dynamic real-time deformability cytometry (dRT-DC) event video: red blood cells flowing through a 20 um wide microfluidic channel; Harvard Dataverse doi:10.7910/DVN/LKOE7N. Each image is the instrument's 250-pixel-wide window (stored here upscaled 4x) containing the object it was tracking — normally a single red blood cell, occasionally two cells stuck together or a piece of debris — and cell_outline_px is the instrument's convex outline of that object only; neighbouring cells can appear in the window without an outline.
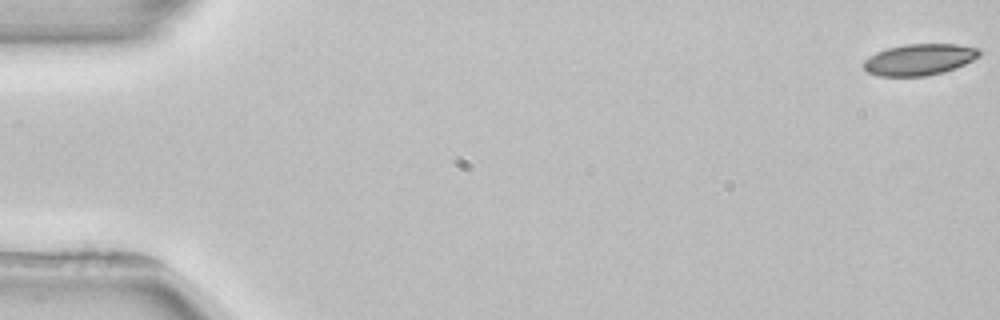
{"species": "common noctule bat (a hibernating species)", "species_latin": "Nyctalus noctula", "temperature_condition": "room temperature", "stored_images_in_passage": 5, "camera_frame_rate_fps": 3000, "um_per_image_px": 0.085, "animal": {"sex": "female", "body_mass_g": 22.7, "forearm_length_mm": 54.2}, "frame": {"image": 1, "passage_image": 1, "time_ms": 0.0, "image_size_px": [1000, 320], "cell_outline_px": [[980, 56], [956, 68], [944, 72], [924, 76], [880, 76], [868, 72], [864, 68], [864, 60], [868, 56], [876, 52], [888, 48], [904, 44], [960, 44], [980, 48]], "centroid_in_image_um": [78.16, 5.05], "position_along_channel_um": 6.8, "area_um2": 21.21}}
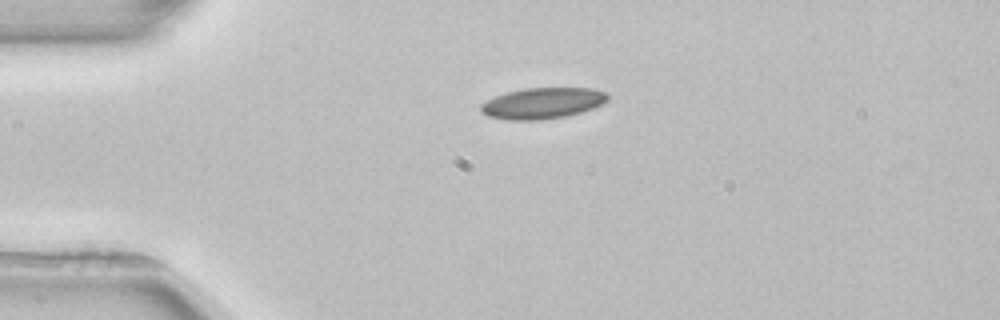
{"frame": {"image": 2, "passage_image": 4, "time_ms": 4.0, "image_size_px": [1000, 320], "cell_outline_px": [[608, 100], [592, 108], [568, 116], [540, 120], [508, 120], [488, 116], [480, 112], [480, 104], [496, 96], [508, 92], [524, 88], [592, 88], [604, 92], [608, 96]], "centroid_in_image_um": [46.09, 8.78], "position_along_channel_um": 38.9, "area_um2": 22.83}}
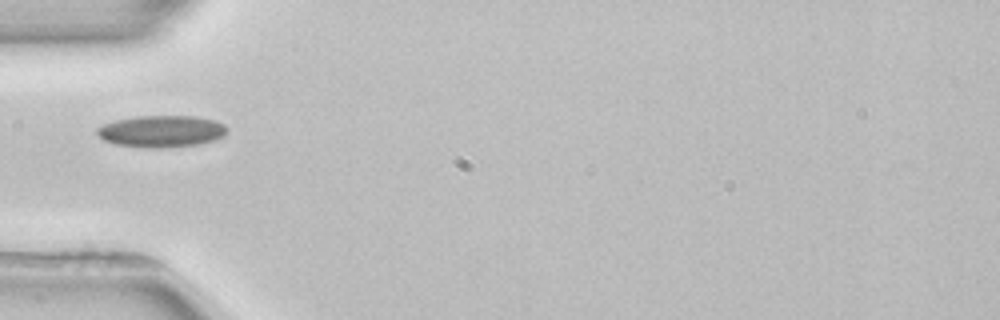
{"frame": {"image": 3, "passage_image": 5, "time_ms": 5.667, "image_size_px": [1000, 320], "cell_outline_px": [[228, 132], [224, 136], [216, 140], [200, 144], [160, 148], [152, 148], [116, 144], [104, 140], [96, 132], [96, 128], [104, 124], [116, 120], [136, 116], [196, 116], [216, 120], [224, 124], [228, 128]], "centroid_in_image_um": [13.79, 11.15], "position_along_channel_um": 71.2, "area_um2": 24.22}}